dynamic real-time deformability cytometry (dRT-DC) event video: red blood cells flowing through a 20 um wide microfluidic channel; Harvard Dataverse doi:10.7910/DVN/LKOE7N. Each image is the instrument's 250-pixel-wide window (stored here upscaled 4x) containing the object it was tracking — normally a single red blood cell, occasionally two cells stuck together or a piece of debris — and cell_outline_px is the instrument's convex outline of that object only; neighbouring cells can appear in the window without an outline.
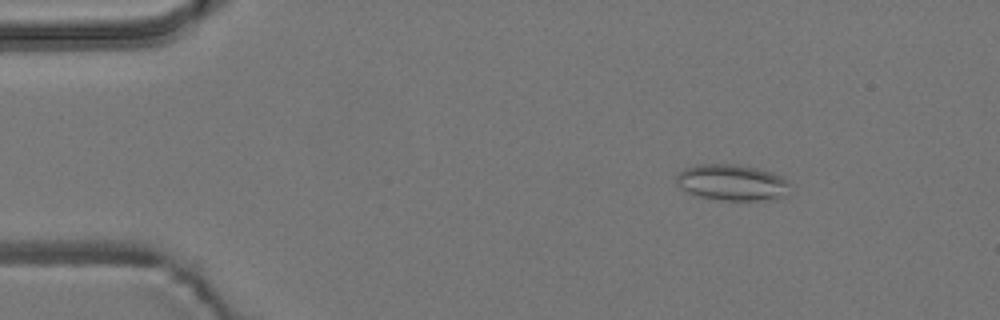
{"species": "common noctule bat (a hibernating species)", "species_latin": "Nyctalus noctula", "temperature_condition": "room temperature", "stored_images_in_passage": 55, "camera_frame_rate_fps": 3000, "um_per_image_px": 0.085, "animal": {"sex": "male", "body_mass_g": 19.2, "forearm_length_mm": 51.8}, "frame": {"image": 1, "passage_image": 7, "time_ms": 2.0, "image_size_px": [1000, 320], "cell_outline_px": [[788, 196], [776, 200], [720, 200], [692, 196], [680, 188], [676, 180], [676, 172], [684, 168], [696, 164], [732, 164], [756, 168], [772, 172], [784, 176], [788, 180]], "centroid_in_image_um": [62.21, 15.53], "position_along_channel_um": 22.8, "area_um2": 24.57}}
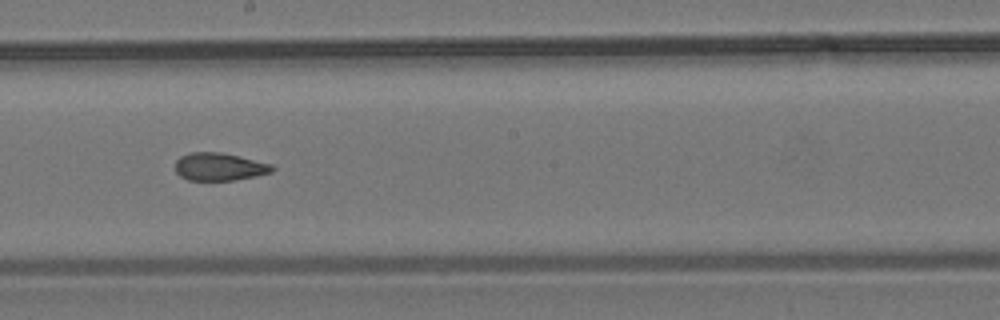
{"frame": {"image": 2, "passage_image": 30, "time_ms": 9.667, "image_size_px": [1000, 320], "cell_outline_px": [[276, 168], [272, 172], [256, 176], [232, 180], [188, 180], [180, 176], [176, 172], [176, 160], [180, 156], [188, 152], [220, 152], [240, 156], [272, 164]], "centroid_in_image_um": [18.65, 14.16], "position_along_channel_um": 229.5, "area_um2": 15.78}}
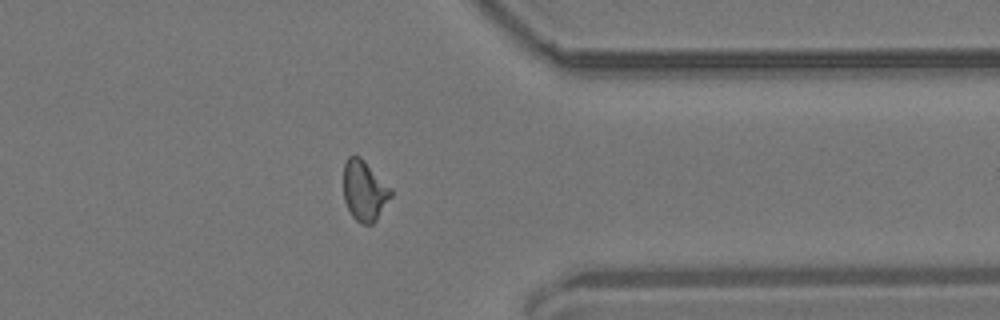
{"frame": {"image": 3, "passage_image": 43, "time_ms": 14.0, "image_size_px": [1000, 320], "cell_outline_px": [[392, 196], [376, 220], [372, 224], [360, 224], [352, 216], [344, 200], [344, 164], [348, 156], [360, 156], [392, 188]], "centroid_in_image_um": [30.98, 16.21], "position_along_channel_um": 380.4, "area_um2": 16.7}, "authors_computed_cell_mechanics": {"area_um2": 16.473, "velocity_mm_per_s": 3.7006, "shape_relaxation_time_tau1_ms": null, "shape_relaxation_time_tau2_ms": 2.331, "deformation_change_tau1": null, "deformation_change_tau2": 0.0702}}